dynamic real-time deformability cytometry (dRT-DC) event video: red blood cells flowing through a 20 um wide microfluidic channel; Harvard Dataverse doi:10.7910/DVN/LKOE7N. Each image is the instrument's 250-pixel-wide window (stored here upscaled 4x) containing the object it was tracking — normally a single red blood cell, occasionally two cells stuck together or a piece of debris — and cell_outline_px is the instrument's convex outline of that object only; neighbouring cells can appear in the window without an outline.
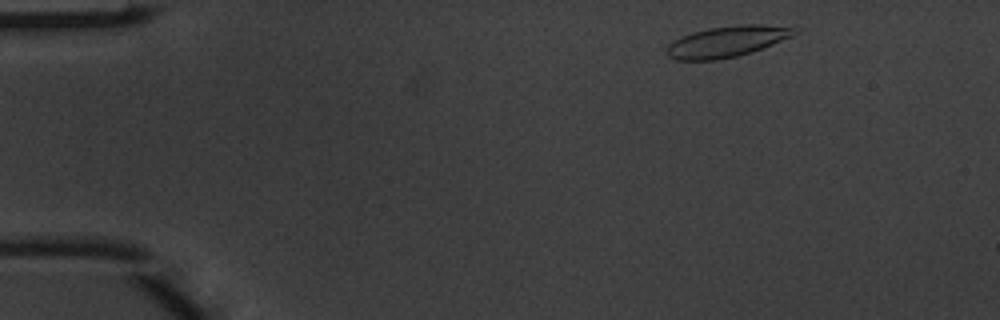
{"species": "common noctule bat (a hibernating species)", "species_latin": "Nyctalus noctula", "temperature_condition": "warm", "stored_images_in_passage": 4, "camera_frame_rate_fps": 3000, "um_per_image_px": 0.085, "animal": {"sex": "male", "body_mass_g": 20.1, "forearm_length_mm": 53.5}, "frame": {"image": 1, "passage_image": 1, "time_ms": 0.0, "image_size_px": [1000, 320], "cell_outline_px": [[804, 28], [800, 32], [792, 36], [752, 52], [736, 56], [716, 60], [676, 60], [668, 56], [664, 52], [664, 48], [668, 44], [692, 32], [708, 28], [740, 24], [760, 24]], "centroid_in_image_um": [61.82, 3.52], "position_along_channel_um": 23.2, "area_um2": 23.29}}
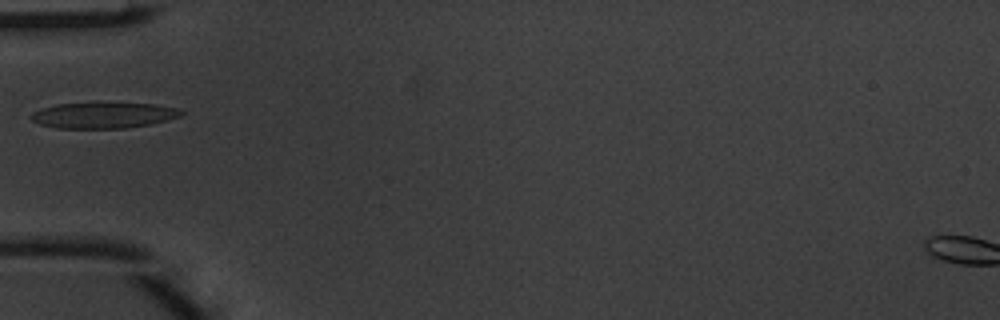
{"frame": {"image": 2, "passage_image": 4, "time_ms": 1.0, "image_size_px": [1000, 320], "cell_outline_px": [[184, 112], [180, 116], [168, 120], [128, 128], [56, 128], [40, 124], [32, 120], [28, 116], [32, 112], [40, 108], [56, 104], [156, 104], [176, 108]], "centroid_in_image_um": [8.74, 9.81], "position_along_channel_um": 76.3, "area_um2": 22.25}}